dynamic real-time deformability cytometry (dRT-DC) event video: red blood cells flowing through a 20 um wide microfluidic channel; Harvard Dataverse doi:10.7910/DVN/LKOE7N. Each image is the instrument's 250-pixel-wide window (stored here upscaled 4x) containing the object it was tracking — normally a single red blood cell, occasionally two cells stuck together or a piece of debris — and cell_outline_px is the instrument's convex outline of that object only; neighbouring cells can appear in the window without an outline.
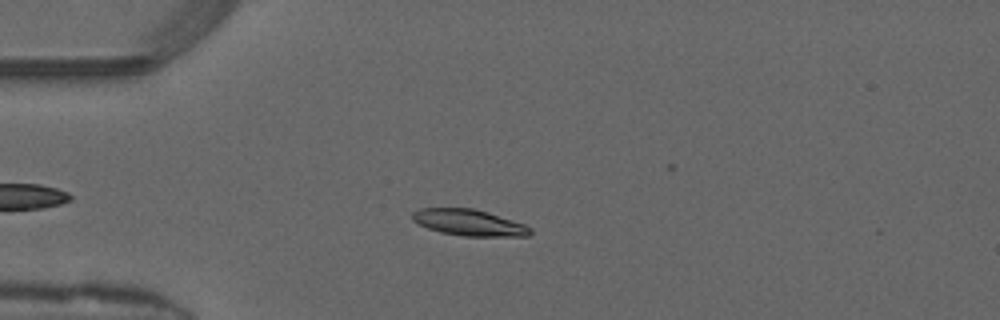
{"species": "common noctule bat (a hibernating species)", "species_latin": "Nyctalus noctula", "temperature_condition": "warm", "stored_images_in_passage": 40, "camera_frame_rate_fps": 3000, "um_per_image_px": 0.085, "animal": {"sex": "male", "forearm_length_mm": 52.5}, "frame": {"image": 1, "passage_image": 7, "time_ms": 2.0, "image_size_px": [1000, 320], "cell_outline_px": [[532, 232], [528, 236], [464, 236], [440, 232], [428, 228], [412, 220], [412, 212], [420, 208], [472, 208], [488, 212], [524, 224], [532, 228]], "centroid_in_image_um": [39.87, 18.92], "position_along_channel_um": 45.1, "area_um2": 17.98}}
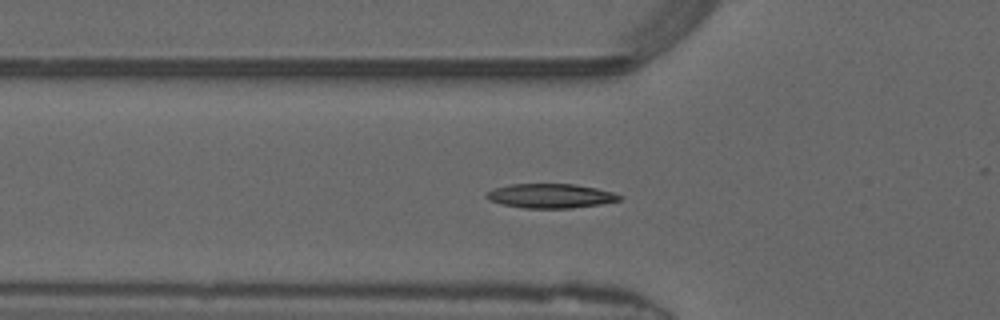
{"frame": {"image": 2, "passage_image": 11, "time_ms": 3.333, "image_size_px": [1000, 320], "cell_outline_px": [[620, 200], [600, 204], [572, 208], [524, 208], [500, 204], [488, 200], [484, 196], [484, 192], [496, 188], [512, 184], [576, 184], [596, 188], [612, 192], [620, 196]], "centroid_in_image_um": [46.73, 16.65], "position_along_channel_um": 79.1, "area_um2": 18.84}}
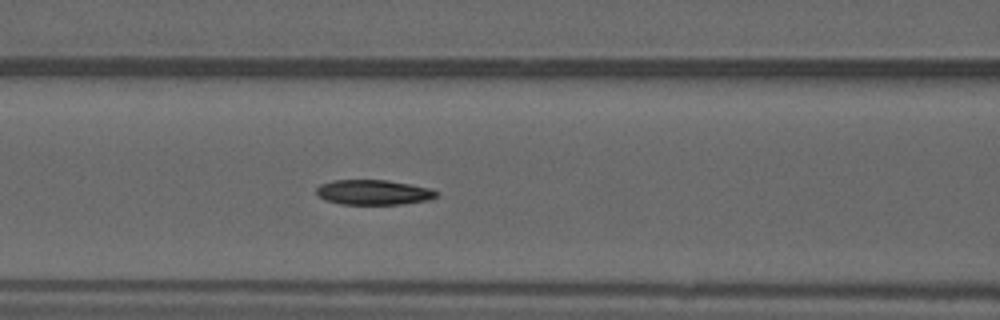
{"frame": {"image": 3, "passage_image": 15, "time_ms": 4.667, "image_size_px": [1000, 320], "cell_outline_px": [[440, 192], [436, 196], [428, 200], [404, 204], [340, 204], [324, 200], [316, 192], [316, 188], [320, 184], [332, 180], [388, 180], [428, 188]], "centroid_in_image_um": [31.72, 16.35], "position_along_channel_um": 134.9, "area_um2": 17.46}, "authors_computed_cell_mechanics": {"area_um2": 18.1492, "velocity_mm_per_s": 4.1409, "shape_relaxation_time_tau1_ms": 6.5247, "shape_relaxation_time_tau2_ms": null, "deformation_change_tau1": 0.1773, "deformation_change_tau2": null}}